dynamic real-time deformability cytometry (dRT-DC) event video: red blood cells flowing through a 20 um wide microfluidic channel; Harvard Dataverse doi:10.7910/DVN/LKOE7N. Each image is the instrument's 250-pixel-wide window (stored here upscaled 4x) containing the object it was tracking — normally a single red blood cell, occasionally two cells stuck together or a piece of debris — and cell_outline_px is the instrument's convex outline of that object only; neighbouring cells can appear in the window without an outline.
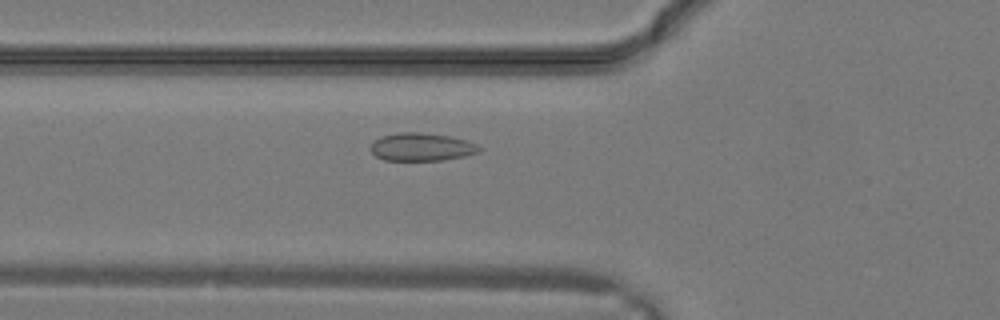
{"species": "common noctule bat (a hibernating species)", "species_latin": "Nyctalus noctula", "temperature_condition": "warm", "stored_images_in_passage": 8, "camera_frame_rate_fps": 3000, "um_per_image_px": 0.085, "animal": {"sex": "male", "body_mass_g": 19.2, "forearm_length_mm": 51.8}, "frame": {"image": 1, "passage_image": 2, "time_ms": 0.333, "image_size_px": [1000, 320], "cell_outline_px": [[484, 148], [480, 152], [464, 156], [444, 160], [384, 160], [376, 156], [372, 152], [372, 144], [380, 136], [400, 132], [420, 132], [448, 136], [464, 140], [476, 144]], "centroid_in_image_um": [35.86, 12.49], "position_along_channel_um": 89.9, "area_um2": 17.57}}
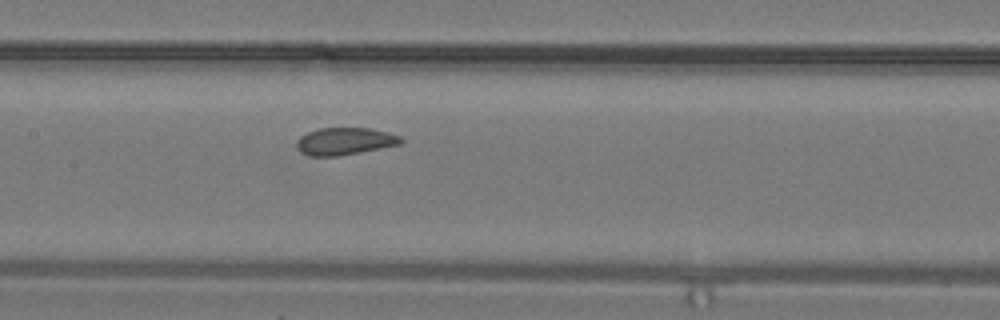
{"frame": {"image": 2, "passage_image": 6, "time_ms": 1.667, "image_size_px": [1000, 320], "cell_outline_px": [[404, 140], [400, 144], [360, 152], [336, 156], [308, 156], [300, 152], [296, 144], [296, 140], [300, 136], [308, 132], [320, 128], [372, 128], [388, 132], [400, 136]], "centroid_in_image_um": [29.29, 12.0], "position_along_channel_um": 178.1, "area_um2": 16.59}}
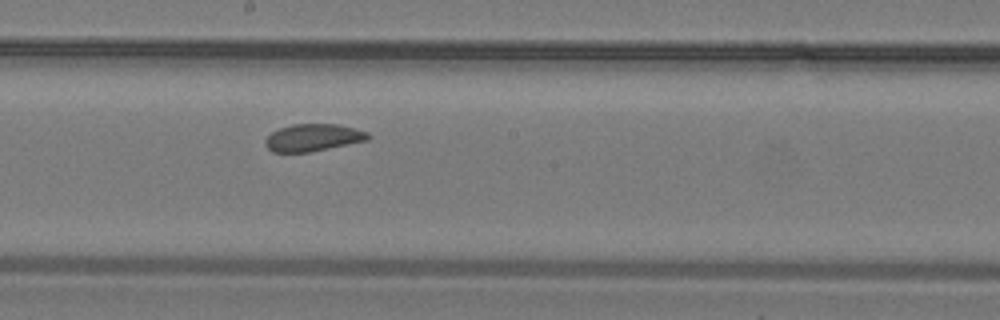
{"frame": {"image": 3, "passage_image": 8, "time_ms": 2.333, "image_size_px": [1000, 320], "cell_outline_px": [[372, 136], [368, 140], [308, 152], [272, 152], [264, 144], [264, 140], [272, 132], [280, 128], [292, 124], [340, 124], [356, 128], [368, 132]], "centroid_in_image_um": [26.63, 11.68], "position_along_channel_um": 221.6, "area_um2": 16.36}}